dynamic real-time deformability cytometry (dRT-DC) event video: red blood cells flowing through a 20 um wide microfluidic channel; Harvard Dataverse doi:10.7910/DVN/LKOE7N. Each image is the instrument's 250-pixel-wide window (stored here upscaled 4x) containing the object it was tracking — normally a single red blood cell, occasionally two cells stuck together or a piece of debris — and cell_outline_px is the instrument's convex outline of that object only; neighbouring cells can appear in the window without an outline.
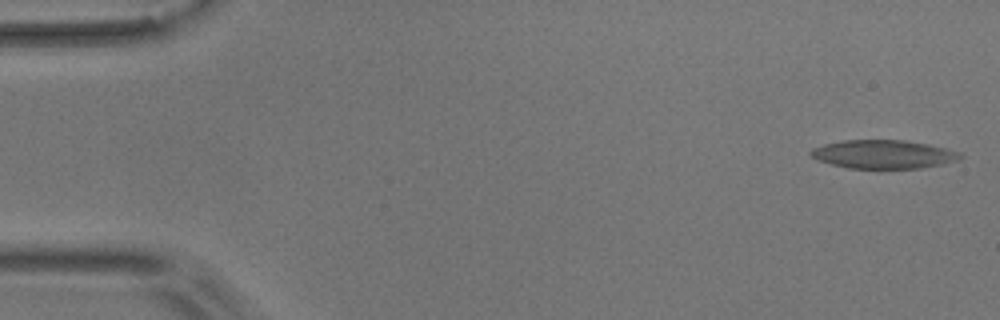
{"species": "common noctule bat (a hibernating species)", "species_latin": "Nyctalus noctula", "temperature_condition": "room temperature", "stored_images_in_passage": 5, "camera_frame_rate_fps": 3000, "um_per_image_px": 0.085, "animal": {"sex": "male", "body_mass_g": 17.9}, "frame": {"image": 1, "passage_image": 1, "time_ms": 0.0, "image_size_px": [1000, 320], "cell_outline_px": [[964, 156], [960, 160], [944, 164], [920, 168], [848, 168], [832, 164], [820, 160], [812, 156], [808, 152], [812, 148], [824, 144], [844, 140], [904, 140], [928, 144], [960, 152]], "centroid_in_image_um": [75.13, 13.11], "position_along_channel_um": 9.9, "area_um2": 24.8}}
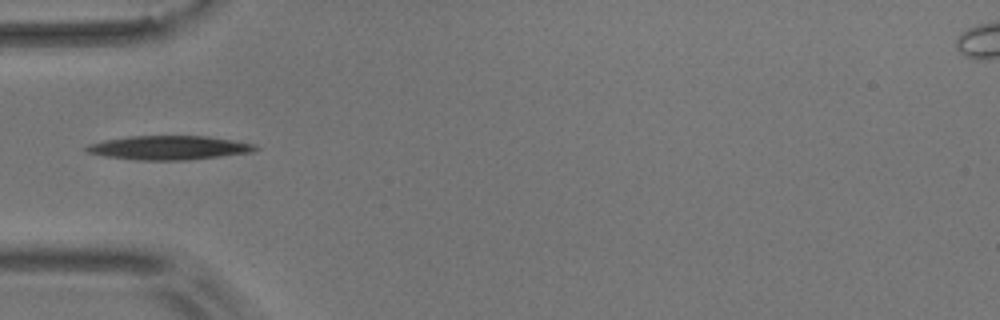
{"frame": {"image": 2, "passage_image": 5, "time_ms": 5.333, "image_size_px": [1000, 320], "cell_outline_px": [[260, 148], [252, 152], [220, 156], [184, 160], [136, 160], [108, 156], [84, 152], [84, 148], [88, 144], [104, 140], [128, 136], [204, 136], [232, 140], [256, 144]], "centroid_in_image_um": [14.34, 12.55], "position_along_channel_um": 70.7, "area_um2": 23.52}}